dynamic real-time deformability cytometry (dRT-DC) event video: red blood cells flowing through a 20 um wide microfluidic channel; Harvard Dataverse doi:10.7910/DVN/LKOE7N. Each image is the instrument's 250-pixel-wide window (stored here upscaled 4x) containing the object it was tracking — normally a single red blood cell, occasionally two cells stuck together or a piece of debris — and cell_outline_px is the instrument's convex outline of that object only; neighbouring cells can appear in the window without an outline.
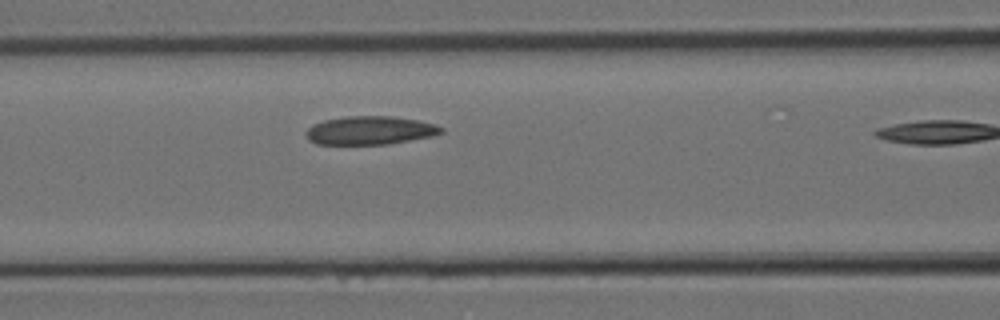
{"species": "Egyptian fruit bat (a non-hibernating species)", "species_latin": "Rousettus aegyptiacus", "temperature_condition": "room temperature", "stored_images_in_passage": 6, "segment_of_instrument_passage": [1, 2], "camera_frame_rate_fps": 3000, "um_per_image_px": 0.085, "animal": {"sex": "female"}, "frame": {"image": 1, "passage_image": 5, "time_ms": 1.333, "image_size_px": [1000, 320], "cell_outline_px": [[444, 132], [432, 136], [388, 144], [316, 144], [308, 140], [304, 132], [312, 124], [324, 120], [344, 116], [392, 116], [416, 120], [436, 124], [444, 128]], "centroid_in_image_um": [31.43, 11.08], "position_along_channel_um": 135.2, "area_um2": 22.54}}